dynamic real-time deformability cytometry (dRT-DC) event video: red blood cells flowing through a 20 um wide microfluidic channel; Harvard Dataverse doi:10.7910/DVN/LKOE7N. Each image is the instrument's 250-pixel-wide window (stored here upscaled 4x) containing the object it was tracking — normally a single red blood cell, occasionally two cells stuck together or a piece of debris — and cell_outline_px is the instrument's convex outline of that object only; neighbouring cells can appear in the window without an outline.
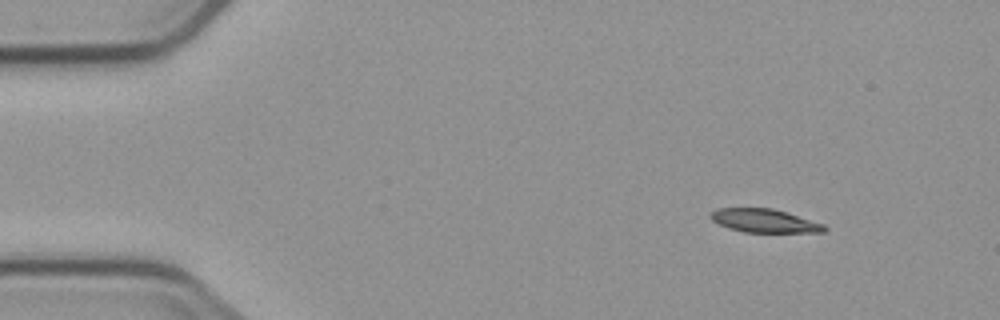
{"species": "common noctule bat (a hibernating species)", "species_latin": "Nyctalus noctula", "temperature_condition": "cold", "stored_images_in_passage": 3, "camera_frame_rate_fps": 3000, "um_per_image_px": 0.085, "animal": {"sex": "male", "body_mass_g": 23.1, "forearm_length_mm": 52.7}, "frame": {"image": 1, "passage_image": 1, "time_ms": 0.0, "image_size_px": [1000, 320], "cell_outline_px": [[828, 228], [824, 232], [744, 232], [728, 228], [712, 220], [708, 216], [716, 208], [772, 208], [788, 212], [824, 224]], "centroid_in_image_um": [64.98, 18.76], "position_along_channel_um": 20.0, "area_um2": 15.61}}
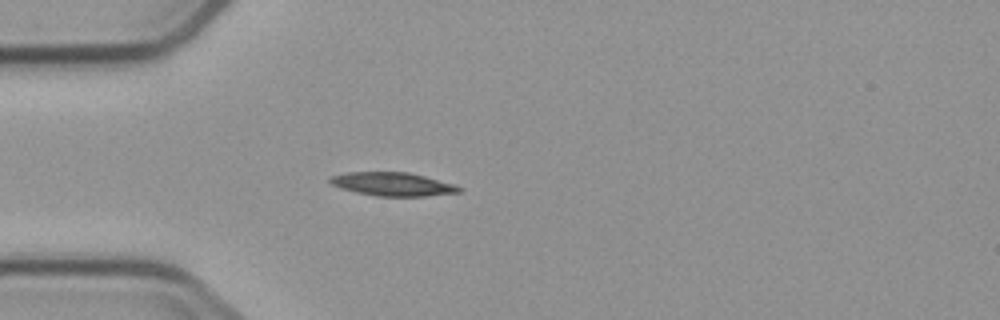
{"frame": {"image": 2, "passage_image": 3, "time_ms": 3.0, "image_size_px": [1000, 320], "cell_outline_px": [[464, 188], [460, 192], [424, 196], [376, 196], [356, 192], [340, 188], [332, 184], [328, 180], [332, 176], [348, 172], [408, 172], [424, 176], [452, 184]], "centroid_in_image_um": [33.36, 15.65], "position_along_channel_um": 51.6, "area_um2": 17.46}}